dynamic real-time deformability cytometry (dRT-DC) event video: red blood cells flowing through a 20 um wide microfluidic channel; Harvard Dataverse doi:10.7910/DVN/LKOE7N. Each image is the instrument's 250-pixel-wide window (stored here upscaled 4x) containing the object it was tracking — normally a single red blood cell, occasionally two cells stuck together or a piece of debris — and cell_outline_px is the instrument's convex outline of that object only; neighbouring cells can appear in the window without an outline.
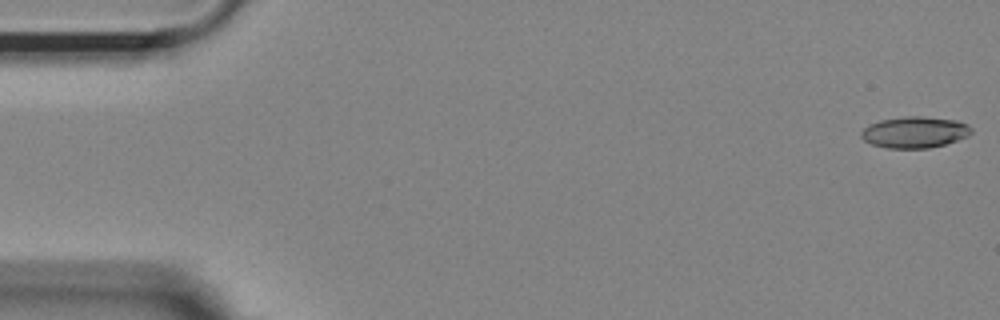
{"species": "Egyptian fruit bat (a non-hibernating species)", "species_latin": "Rousettus aegyptiacus", "temperature_condition": "room temperature", "stored_images_in_passage": 54, "camera_frame_rate_fps": 3000, "um_per_image_px": 0.085, "animal": {"sex": "female"}, "frame": {"image": 1, "passage_image": 1, "time_ms": 0.0, "image_size_px": [1000, 320], "cell_outline_px": [[972, 132], [968, 136], [944, 144], [928, 148], [888, 148], [872, 144], [864, 140], [860, 136], [860, 132], [868, 124], [880, 120], [908, 116], [924, 116], [956, 120], [968, 124], [972, 128]], "centroid_in_image_um": [77.74, 11.23], "position_along_channel_um": 7.3, "area_um2": 20.11}}
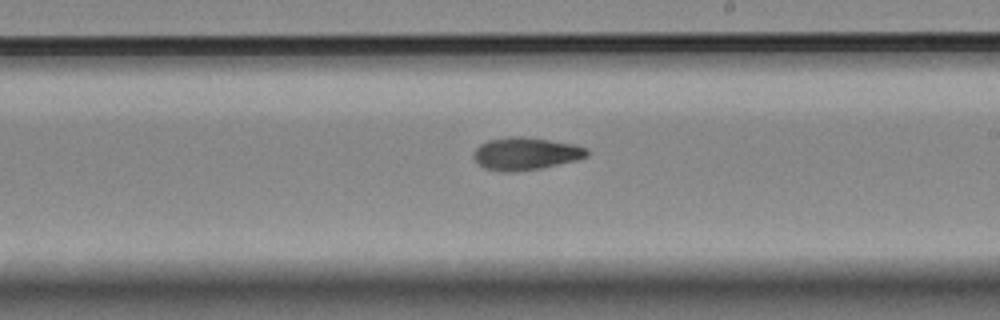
{"frame": {"image": 2, "passage_image": 31, "time_ms": 10.0, "image_size_px": [1000, 320], "cell_outline_px": [[588, 156], [576, 160], [540, 168], [512, 172], [504, 172], [484, 168], [476, 164], [472, 156], [476, 148], [480, 144], [488, 140], [508, 136], [520, 136], [576, 144], [588, 148]], "centroid_in_image_um": [44.65, 13.06], "position_along_channel_um": 244.4, "area_um2": 21.62}}
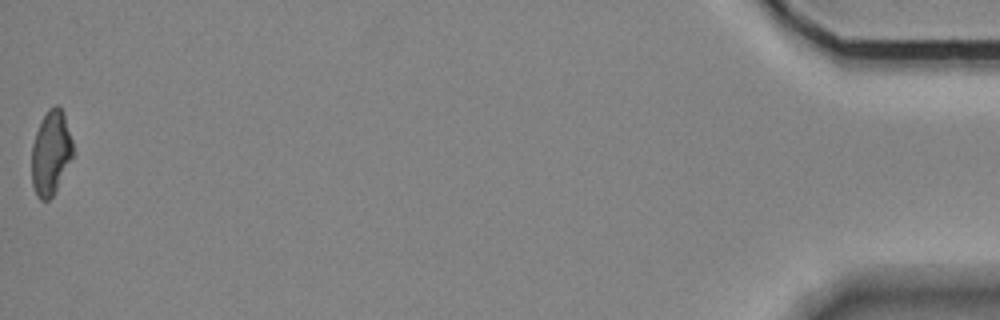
{"frame": {"image": 3, "passage_image": 54, "time_ms": 17.667, "image_size_px": [1000, 320], "cell_outline_px": [[76, 152], [52, 196], [48, 200], [40, 200], [36, 196], [32, 184], [32, 144], [36, 132], [48, 108], [56, 104], [60, 108], [64, 116]], "centroid_in_image_um": [4.33, 13.01], "position_along_channel_um": 430.9, "area_um2": 20.23}, "authors_computed_cell_mechanics": {"area_um2": 20.8369, "velocity_mm_per_s": 3.69, "shape_relaxation_time_tau1_ms": 6.8542, "shape_relaxation_time_tau2_ms": 3.7162, "deformation_change_tau1": 0.1809, "deformation_change_tau2": 0.1015}}